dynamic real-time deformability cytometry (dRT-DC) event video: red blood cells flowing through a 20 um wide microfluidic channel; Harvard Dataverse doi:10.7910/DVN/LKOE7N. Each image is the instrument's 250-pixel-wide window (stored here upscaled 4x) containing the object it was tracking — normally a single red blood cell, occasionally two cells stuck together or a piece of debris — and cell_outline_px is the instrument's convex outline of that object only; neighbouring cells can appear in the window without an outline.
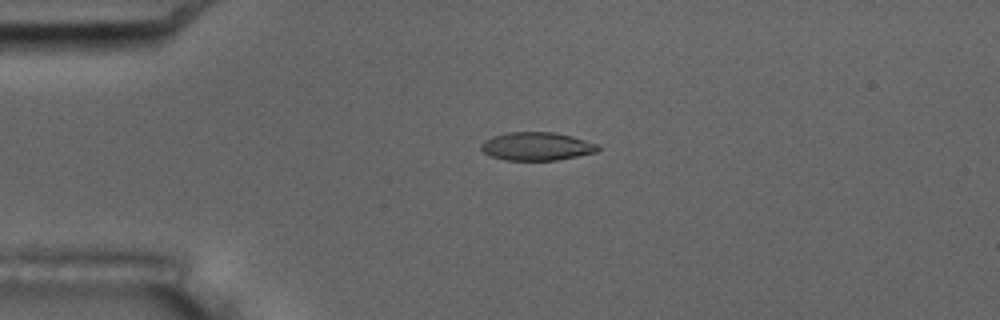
{"species": "common noctule bat (a hibernating species)", "species_latin": "Nyctalus noctula", "temperature_condition": "room temperature", "stored_images_in_passage": 5, "camera_frame_rate_fps": 3000, "um_per_image_px": 0.085, "animal": {"sex": "male", "body_mass_g": 17.5, "forearm_length_mm": 52.3}, "frame": {"image": 1, "passage_image": 4, "time_ms": 3.667, "image_size_px": [1000, 320], "cell_outline_px": [[600, 148], [596, 152], [556, 160], [504, 160], [492, 156], [484, 152], [480, 148], [480, 144], [484, 140], [492, 136], [508, 132], [552, 132], [572, 136], [600, 144]], "centroid_in_image_um": [45.62, 12.43], "position_along_channel_um": 39.4, "area_um2": 19.25}}